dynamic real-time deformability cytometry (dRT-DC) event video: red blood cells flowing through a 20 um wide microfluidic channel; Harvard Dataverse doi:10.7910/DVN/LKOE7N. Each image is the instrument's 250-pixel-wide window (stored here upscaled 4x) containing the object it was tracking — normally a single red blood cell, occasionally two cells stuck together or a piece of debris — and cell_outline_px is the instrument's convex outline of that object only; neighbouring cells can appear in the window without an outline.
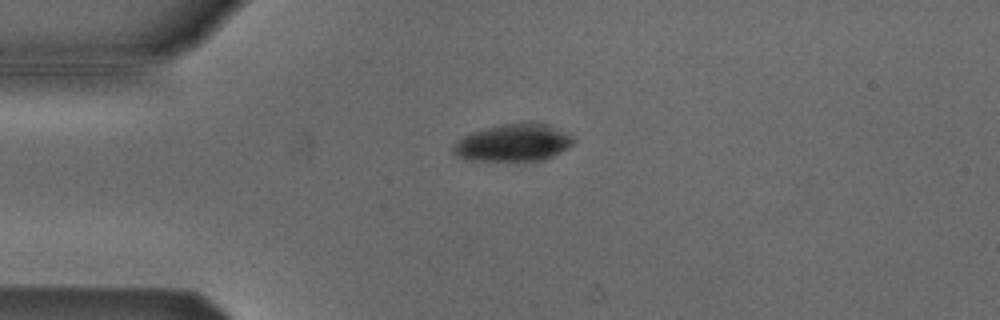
{"species": "Egyptian fruit bat (a non-hibernating species)", "species_latin": "Rousettus aegyptiacus", "temperature_condition": "cold", "stored_images_in_passage": 2, "camera_frame_rate_fps": 3000, "um_per_image_px": 0.085, "animal": {"sex": "male"}, "frame": {"image": 1, "passage_image": 1, "time_ms": 0.0, "image_size_px": [1000, 320], "cell_outline_px": [[576, 140], [568, 148], [544, 160], [472, 160], [456, 156], [452, 152], [452, 144], [456, 140], [472, 132], [484, 128], [504, 124], [548, 124], [572, 136]], "centroid_in_image_um": [43.6, 12.14], "position_along_channel_um": 41.4, "area_um2": 25.72}}